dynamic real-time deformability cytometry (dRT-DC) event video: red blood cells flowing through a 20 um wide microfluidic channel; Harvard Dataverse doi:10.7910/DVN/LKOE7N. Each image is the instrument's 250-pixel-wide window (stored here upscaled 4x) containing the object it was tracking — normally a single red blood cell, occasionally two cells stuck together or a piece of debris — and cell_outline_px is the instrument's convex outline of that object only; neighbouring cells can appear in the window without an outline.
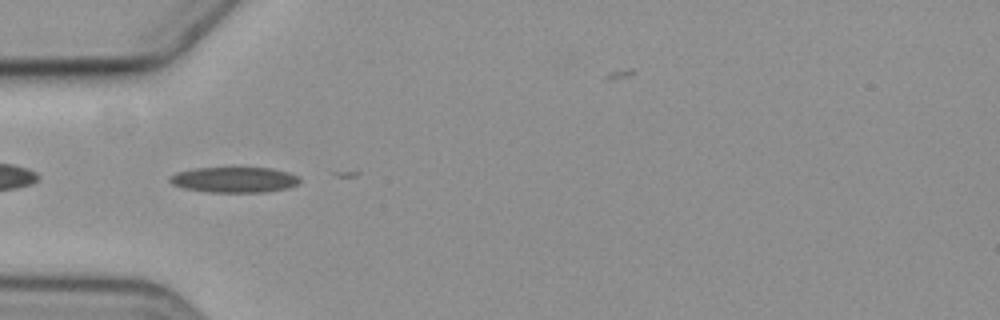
{"species": "common noctule bat (a hibernating species)", "species_latin": "Nyctalus noctula", "temperature_condition": "cold", "stored_images_in_passage": 5, "camera_frame_rate_fps": 3000, "um_per_image_px": 0.085, "animal": {"sex": "female", "body_mass_g": 19.3, "forearm_length_mm": 54.1}, "frame": {"image": 1, "passage_image": 4, "time_ms": 5.667, "image_size_px": [1000, 320], "cell_outline_px": [[300, 180], [296, 184], [288, 188], [264, 192], [208, 192], [184, 188], [172, 184], [168, 180], [176, 172], [196, 168], [272, 168], [288, 172], [296, 176]], "centroid_in_image_um": [19.9, 15.28], "position_along_channel_um": 65.1, "area_um2": 19.13}}